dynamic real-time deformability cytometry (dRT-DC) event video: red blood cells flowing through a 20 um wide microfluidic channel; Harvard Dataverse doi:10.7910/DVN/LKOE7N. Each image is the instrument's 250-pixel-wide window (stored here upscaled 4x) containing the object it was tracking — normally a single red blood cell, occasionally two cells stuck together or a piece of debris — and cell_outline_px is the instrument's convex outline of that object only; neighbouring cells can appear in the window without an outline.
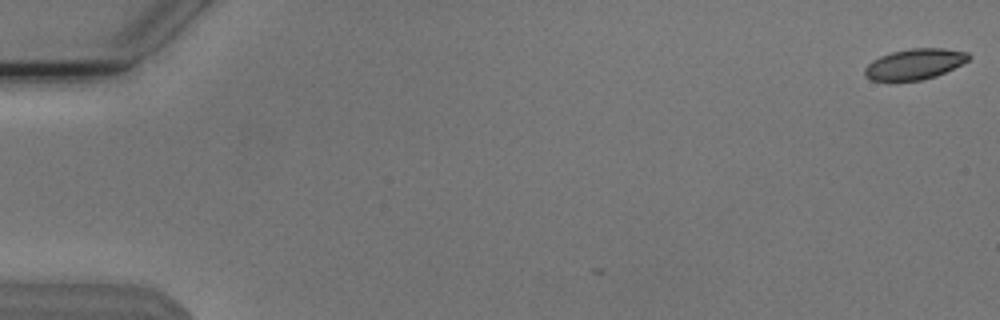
{"species": "Egyptian fruit bat (a non-hibernating species)", "species_latin": "Rousettus aegyptiacus", "temperature_condition": "cold", "stored_images_in_passage": 6, "camera_frame_rate_fps": 3000, "um_per_image_px": 0.085, "animal": {"sex": "male"}, "frame": {"image": 1, "passage_image": 1, "time_ms": 0.0, "image_size_px": [1000, 320], "cell_outline_px": [[972, 56], [968, 60], [936, 76], [920, 80], [892, 84], [888, 84], [872, 80], [864, 76], [864, 68], [872, 60], [880, 56], [892, 52], [908, 48], [944, 48], [968, 52]], "centroid_in_image_um": [77.66, 5.49], "position_along_channel_um": 7.3, "area_um2": 19.19}}